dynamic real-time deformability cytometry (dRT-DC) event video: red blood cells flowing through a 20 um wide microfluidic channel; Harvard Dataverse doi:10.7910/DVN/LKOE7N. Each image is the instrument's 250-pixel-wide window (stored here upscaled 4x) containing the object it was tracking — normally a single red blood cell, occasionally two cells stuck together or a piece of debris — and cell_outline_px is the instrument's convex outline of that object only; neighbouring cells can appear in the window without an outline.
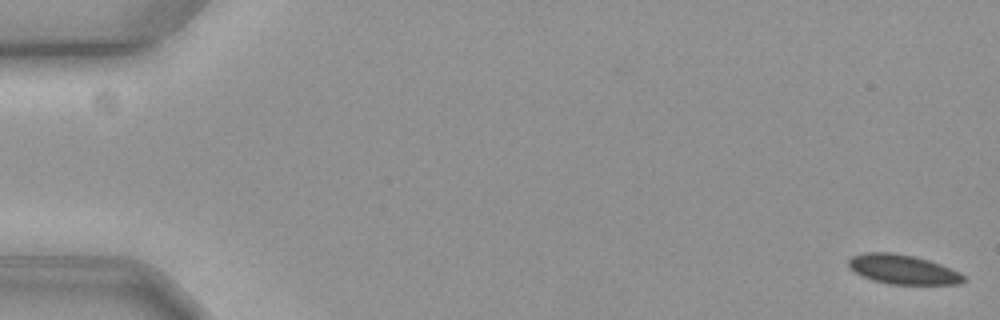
{"species": "common noctule bat (a hibernating species)", "species_latin": "Nyctalus noctula", "temperature_condition": "cold", "stored_images_in_passage": 55, "camera_frame_rate_fps": 3000, "um_per_image_px": 0.085, "animal": {"sex": "female", "body_mass_g": 19.3, "forearm_length_mm": 54.1}, "frame": {"image": 1, "passage_image": 1, "time_ms": 0.0, "image_size_px": [1000, 320], "cell_outline_px": [[968, 280], [960, 284], [888, 284], [872, 280], [860, 276], [848, 268], [848, 260], [852, 256], [864, 252], [892, 252], [912, 256], [928, 260], [940, 264], [960, 272]], "centroid_in_image_um": [76.71, 22.9], "position_along_channel_um": 8.3, "area_um2": 19.94}}
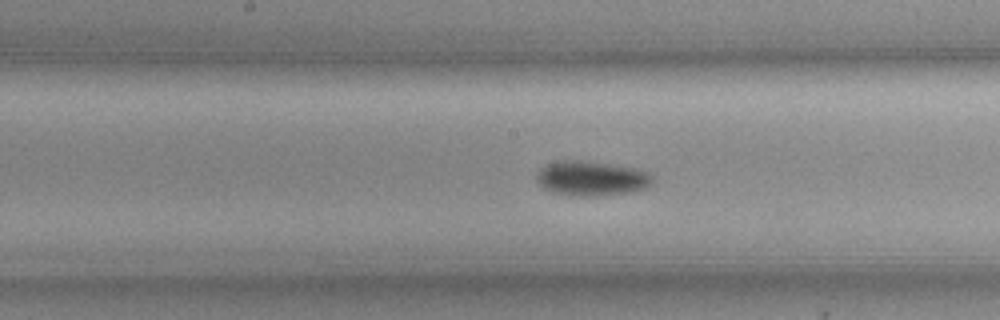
{"frame": {"image": 2, "passage_image": 31, "time_ms": 10.0, "image_size_px": [1000, 320], "cell_outline_px": [[656, 176], [652, 184], [648, 188], [632, 192], [592, 196], [572, 196], [552, 192], [544, 188], [536, 180], [536, 172], [544, 164], [556, 160], [580, 160], [612, 164], [632, 168], [648, 172]], "centroid_in_image_um": [50.27, 15.16], "position_along_channel_um": 197.9, "area_um2": 23.93}}
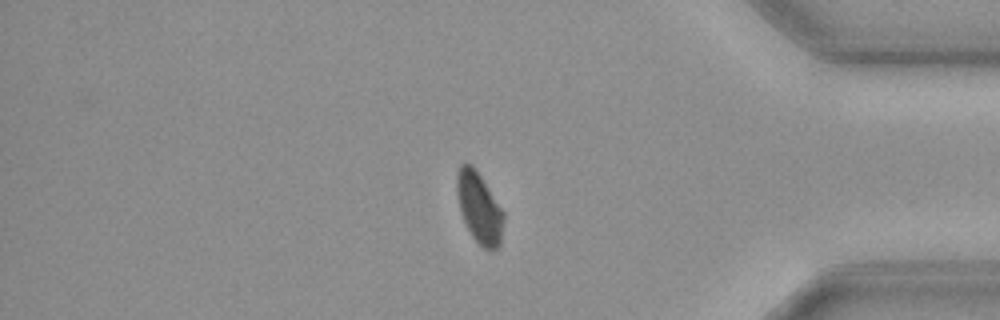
{"frame": {"image": 3, "passage_image": 50, "time_ms": 16.333, "image_size_px": [1000, 320], "cell_outline_px": [[504, 220], [500, 244], [492, 252], [484, 248], [472, 236], [460, 212], [456, 192], [456, 176], [460, 164], [472, 164], [504, 212]], "centroid_in_image_um": [40.72, 17.67], "position_along_channel_um": 394.5, "area_um2": 19.13}}